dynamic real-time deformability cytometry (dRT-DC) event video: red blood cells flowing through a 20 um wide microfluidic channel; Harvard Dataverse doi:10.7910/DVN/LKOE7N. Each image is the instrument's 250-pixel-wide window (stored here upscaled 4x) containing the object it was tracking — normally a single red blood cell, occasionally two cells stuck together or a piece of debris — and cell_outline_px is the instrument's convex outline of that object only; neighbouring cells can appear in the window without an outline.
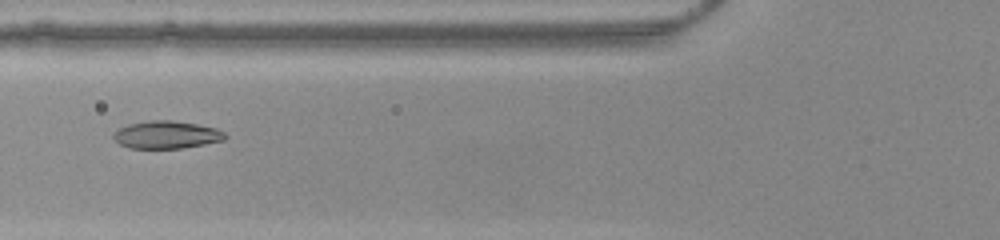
{"species": "common noctule bat (a hibernating species)", "species_latin": "Nyctalus noctula", "temperature_condition": "warm", "stored_images_in_passage": 36, "camera_frame_rate_fps": 3000, "um_per_image_px": 0.085, "animal": {"sex": "female", "body_mass_g": 22.0, "forearm_length_mm": 56.7}, "frame": {"image": 1, "passage_image": 4, "time_ms": 1.0, "image_size_px": [1000, 240], "cell_outline_px": [[228, 136], [224, 140], [184, 148], [128, 148], [120, 144], [112, 136], [120, 128], [128, 124], [148, 120], [172, 120], [196, 124], [216, 128], [224, 132]], "centroid_in_image_um": [14.17, 11.45], "position_along_channel_um": 111.6, "area_um2": 17.92}}
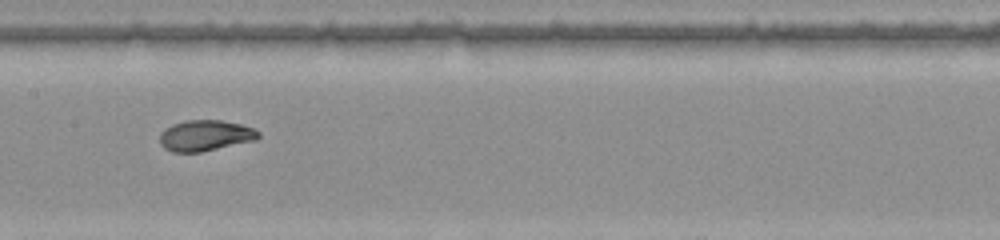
{"frame": {"image": 2, "passage_image": 10, "time_ms": 3.0, "image_size_px": [1000, 240], "cell_outline_px": [[260, 136], [256, 140], [200, 152], [172, 152], [164, 148], [160, 144], [160, 132], [164, 128], [172, 124], [184, 120], [220, 120], [240, 124], [252, 128], [260, 132]], "centroid_in_image_um": [17.42, 11.52], "position_along_channel_um": 190.0, "area_um2": 17.8}}
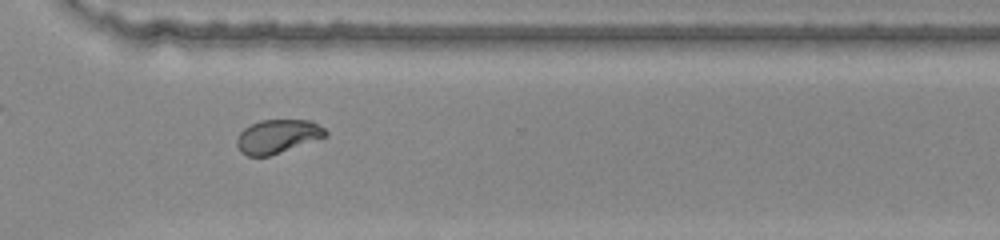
{"frame": {"image": 3, "passage_image": 22, "time_ms": 7.0, "image_size_px": [1000, 240], "cell_outline_px": [[328, 136], [268, 156], [248, 156], [240, 152], [236, 144], [236, 140], [240, 132], [244, 128], [260, 120], [312, 120], [324, 128], [328, 132]], "centroid_in_image_um": [23.6, 11.58], "position_along_channel_um": 347.0, "area_um2": 17.4}}